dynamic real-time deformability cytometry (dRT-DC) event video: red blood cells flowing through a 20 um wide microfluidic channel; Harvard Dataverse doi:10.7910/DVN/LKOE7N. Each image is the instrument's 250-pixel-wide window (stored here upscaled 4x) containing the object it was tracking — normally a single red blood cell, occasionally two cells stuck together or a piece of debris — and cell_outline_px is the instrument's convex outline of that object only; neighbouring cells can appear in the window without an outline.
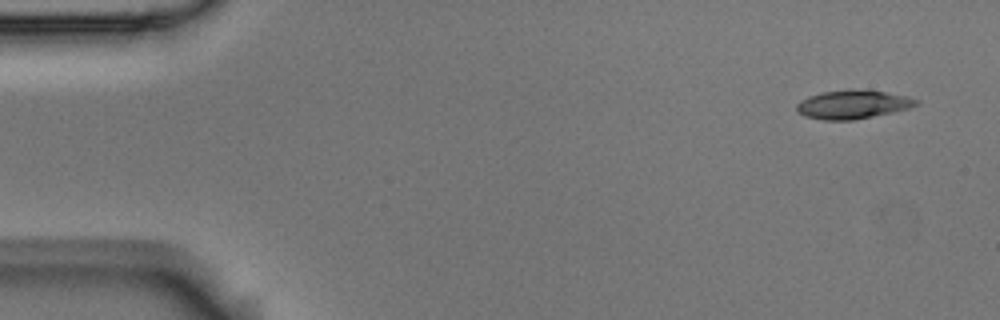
{"species": "Egyptian fruit bat (a non-hibernating species)", "species_latin": "Rousettus aegyptiacus", "temperature_condition": "room temperature", "stored_images_in_passage": 4, "camera_frame_rate_fps": 3000, "um_per_image_px": 0.085, "animal": {"sex": "male"}, "frame": {"image": 1, "passage_image": 1, "time_ms": 0.0, "image_size_px": [1000, 320], "cell_outline_px": [[920, 104], [908, 108], [892, 112], [852, 120], [824, 120], [804, 116], [796, 112], [796, 104], [800, 100], [808, 96], [820, 92], [884, 92], [908, 96], [916, 100]], "centroid_in_image_um": [72.42, 8.92], "position_along_channel_um": 12.6, "area_um2": 19.13}}
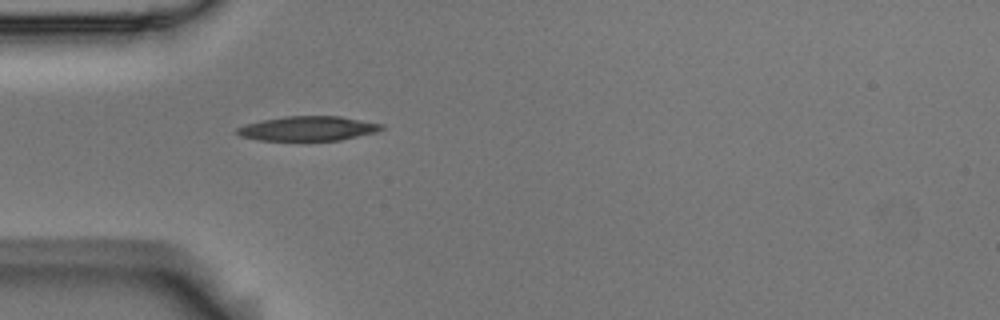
{"frame": {"image": 2, "passage_image": 4, "time_ms": 1.0, "image_size_px": [1000, 320], "cell_outline_px": [[384, 128], [376, 132], [340, 140], [260, 140], [240, 136], [236, 132], [236, 128], [248, 124], [264, 120], [284, 116], [340, 116], [384, 124]], "centroid_in_image_um": [26.21, 10.92], "position_along_channel_um": 58.8, "area_um2": 20.46}}